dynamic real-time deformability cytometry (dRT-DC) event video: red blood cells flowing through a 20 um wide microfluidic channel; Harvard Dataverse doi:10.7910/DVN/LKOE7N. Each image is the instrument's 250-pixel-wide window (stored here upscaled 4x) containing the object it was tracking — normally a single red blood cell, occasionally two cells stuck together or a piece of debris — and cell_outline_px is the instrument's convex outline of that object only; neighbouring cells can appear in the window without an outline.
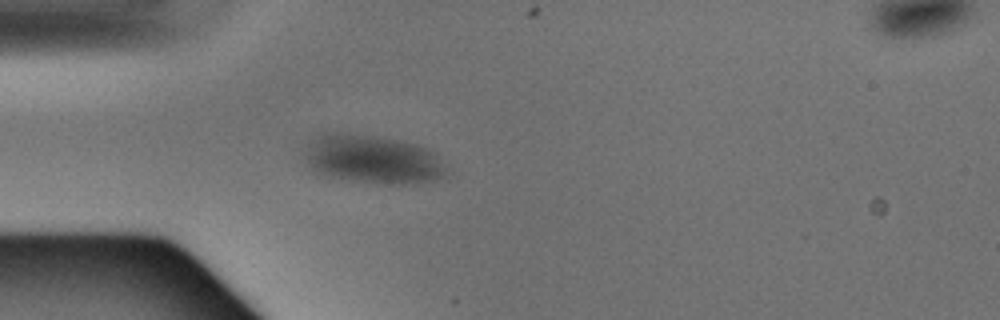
{"species": "Egyptian fruit bat (a non-hibernating species)", "species_latin": "Rousettus aegyptiacus", "temperature_condition": "warm", "stored_images_in_passage": 4, "camera_frame_rate_fps": 3000, "um_per_image_px": 0.085, "animal": {"sex": "male"}, "frame": {"image": 1, "passage_image": 3, "time_ms": 0.667, "image_size_px": [1000, 320], "cell_outline_px": [[448, 172], [444, 176], [436, 180], [416, 184], [380, 184], [328, 176], [312, 168], [308, 164], [308, 144], [320, 132], [328, 132], [380, 136], [404, 140], [428, 148], [436, 152], [440, 156]], "centroid_in_image_um": [31.79, 13.53], "position_along_channel_um": 53.2, "area_um2": 40.34}}